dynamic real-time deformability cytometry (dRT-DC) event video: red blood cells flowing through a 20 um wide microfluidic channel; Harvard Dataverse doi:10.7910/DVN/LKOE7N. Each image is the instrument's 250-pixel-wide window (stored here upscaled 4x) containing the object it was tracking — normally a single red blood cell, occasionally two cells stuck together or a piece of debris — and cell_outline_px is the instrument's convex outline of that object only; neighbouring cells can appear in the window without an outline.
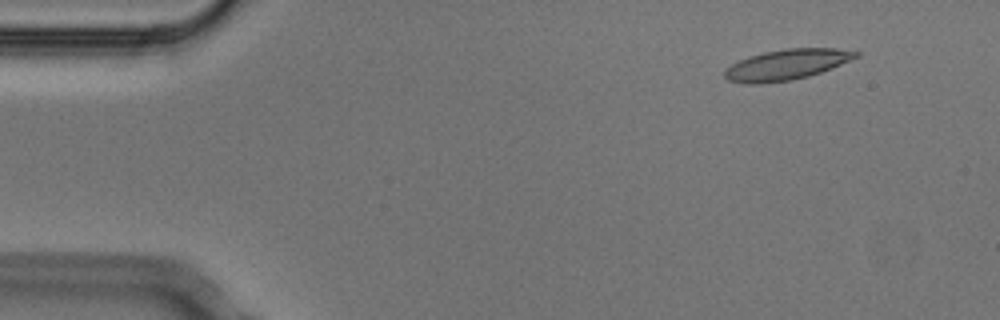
{"species": "Egyptian fruit bat (a non-hibernating species)", "species_latin": "Rousettus aegyptiacus", "temperature_condition": "cold", "stored_images_in_passage": 4, "camera_frame_rate_fps": 3000, "um_per_image_px": 0.085, "animal": {"sex": "male"}, "frame": {"image": 1, "passage_image": 1, "time_ms": 0.0, "image_size_px": [1000, 320], "cell_outline_px": [[860, 56], [832, 68], [808, 76], [792, 80], [760, 84], [744, 84], [728, 80], [724, 76], [724, 72], [732, 64], [748, 56], [764, 52], [784, 48], [836, 48], [860, 52]], "centroid_in_image_um": [66.87, 5.49], "position_along_channel_um": 18.1, "area_um2": 23.41}}